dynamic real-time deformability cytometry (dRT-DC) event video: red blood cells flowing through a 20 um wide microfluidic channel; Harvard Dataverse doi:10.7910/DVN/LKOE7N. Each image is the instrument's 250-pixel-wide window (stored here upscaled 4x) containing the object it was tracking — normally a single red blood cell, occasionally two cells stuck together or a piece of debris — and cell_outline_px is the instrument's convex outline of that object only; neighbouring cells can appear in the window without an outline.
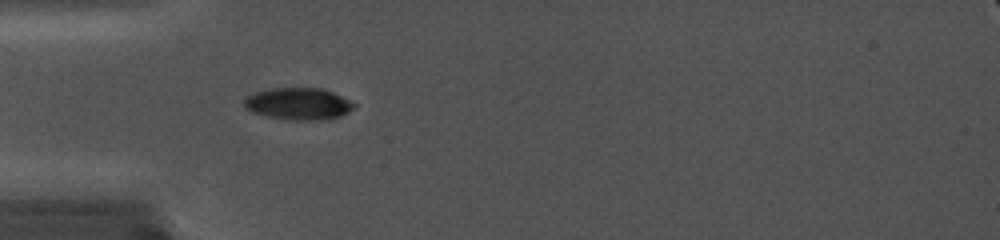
{"species": "common noctule bat (a hibernating species)", "species_latin": "Nyctalus noctula", "temperature_condition": "cold", "stored_images_in_passage": 59, "camera_frame_rate_fps": 5000, "um_per_image_px": 0.085, "animal": {"sex": "female", "body_mass_g": 19.0, "forearm_length_mm": 56.7}, "frame": {"image": 1, "passage_image": 23, "time_ms": 4.4, "image_size_px": [1000, 240], "cell_outline_px": [[356, 104], [348, 112], [340, 116], [328, 120], [288, 120], [268, 116], [252, 112], [244, 104], [244, 100], [248, 96], [256, 92], [272, 88], [320, 88], [332, 92]], "centroid_in_image_um": [25.37, 8.83], "position_along_channel_um": 59.6, "area_um2": 20.23}}
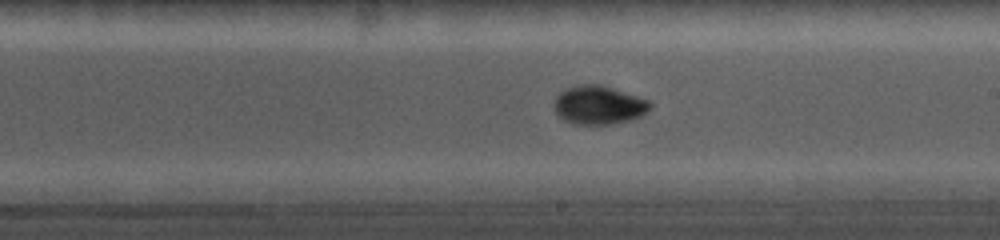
{"frame": {"image": 2, "passage_image": 38, "time_ms": 7.4, "image_size_px": [1000, 240], "cell_outline_px": [[652, 108], [640, 116], [632, 120], [612, 124], [572, 124], [556, 116], [552, 104], [556, 96], [564, 88], [580, 84], [600, 84], [648, 100], [652, 104]], "centroid_in_image_um": [50.84, 8.94], "position_along_channel_um": 238.2, "area_um2": 21.91}}
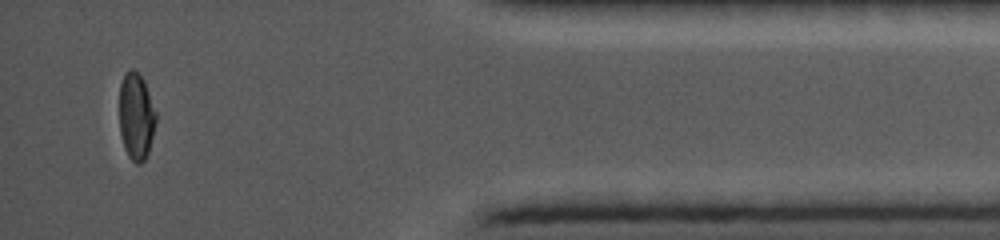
{"frame": {"image": 3, "passage_image": 56, "time_ms": 11.0, "image_size_px": [1000, 240], "cell_outline_px": [[156, 120], [148, 152], [144, 160], [140, 164], [136, 164], [128, 156], [124, 148], [120, 132], [120, 84], [124, 72], [128, 68], [132, 68], [144, 80], [156, 112]], "centroid_in_image_um": [11.56, 9.87], "position_along_channel_um": 423.6, "area_um2": 18.5}}